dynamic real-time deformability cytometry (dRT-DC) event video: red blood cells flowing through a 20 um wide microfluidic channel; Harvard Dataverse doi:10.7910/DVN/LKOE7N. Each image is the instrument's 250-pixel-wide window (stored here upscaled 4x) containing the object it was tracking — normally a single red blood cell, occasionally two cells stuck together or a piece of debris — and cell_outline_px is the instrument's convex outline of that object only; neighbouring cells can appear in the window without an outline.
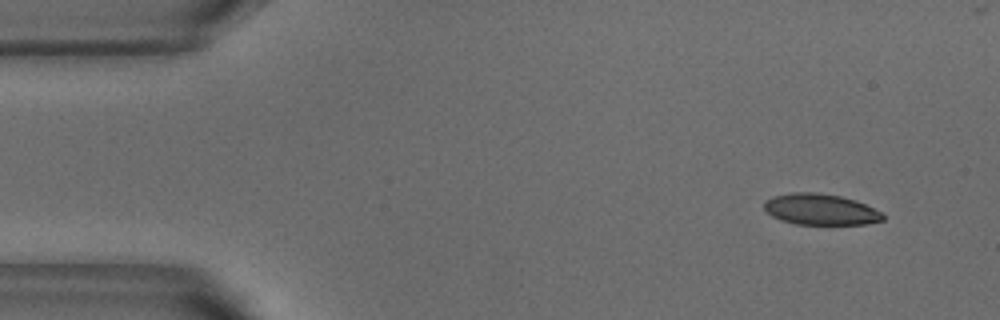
{"species": "common noctule bat (a hibernating species)", "species_latin": "Nyctalus noctula", "temperature_condition": "warm", "stored_images_in_passage": 50, "camera_frame_rate_fps": 3000, "um_per_image_px": 0.085, "animal": {"sex": "male", "body_mass_g": 18.8}, "frame": {"image": 1, "passage_image": 1, "time_ms": 0.0, "image_size_px": [1000, 320], "cell_outline_px": [[884, 220], [864, 224], [796, 224], [780, 220], [772, 216], [764, 208], [764, 200], [772, 196], [792, 192], [816, 192], [840, 196], [856, 200], [880, 212], [884, 216]], "centroid_in_image_um": [69.7, 17.79], "position_along_channel_um": 15.3, "area_um2": 21.44}}
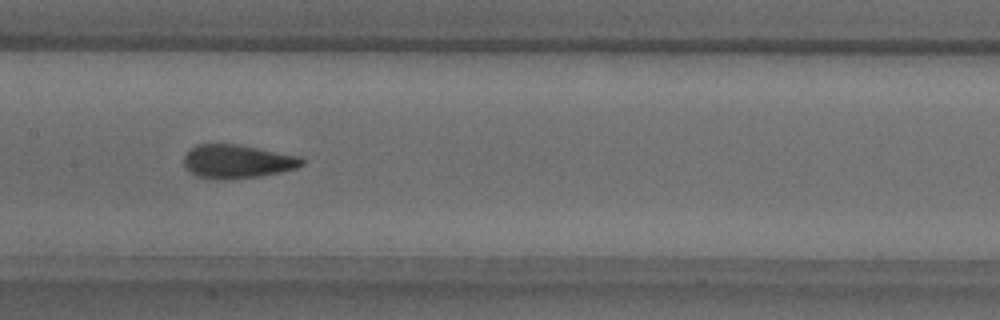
{"frame": {"image": 2, "passage_image": 22, "time_ms": 7.0, "image_size_px": [1000, 320], "cell_outline_px": [[304, 164], [296, 168], [280, 172], [260, 176], [228, 180], [204, 180], [196, 176], [184, 164], [184, 156], [196, 144], [236, 144], [300, 156], [304, 160]], "centroid_in_image_um": [20.15, 13.75], "position_along_channel_um": 187.2, "area_um2": 23.24}}
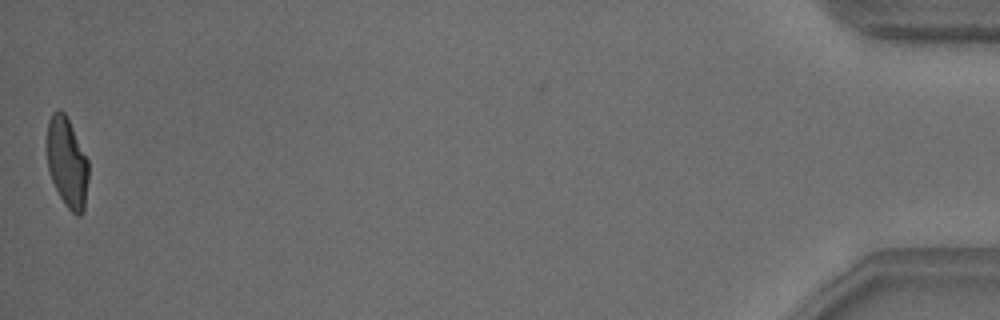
{"frame": {"image": 3, "passage_image": 49, "time_ms": 16.0, "image_size_px": [1000, 320], "cell_outline_px": [[88, 180], [84, 212], [80, 216], [76, 216], [68, 208], [60, 196], [52, 180], [48, 168], [48, 120], [52, 112], [64, 112], [88, 160]], "centroid_in_image_um": [5.72, 13.88], "position_along_channel_um": 429.5, "area_um2": 21.27}, "authors_computed_cell_mechanics": {"area_um2": 23.0622, "velocity_mm_per_s": 3.7888, "shape_relaxation_time_tau1_ms": 5.2577, "shape_relaxation_time_tau2_ms": 0.9275, "deformation_change_tau1": 0.178, "deformation_change_tau2": 0.0767}}